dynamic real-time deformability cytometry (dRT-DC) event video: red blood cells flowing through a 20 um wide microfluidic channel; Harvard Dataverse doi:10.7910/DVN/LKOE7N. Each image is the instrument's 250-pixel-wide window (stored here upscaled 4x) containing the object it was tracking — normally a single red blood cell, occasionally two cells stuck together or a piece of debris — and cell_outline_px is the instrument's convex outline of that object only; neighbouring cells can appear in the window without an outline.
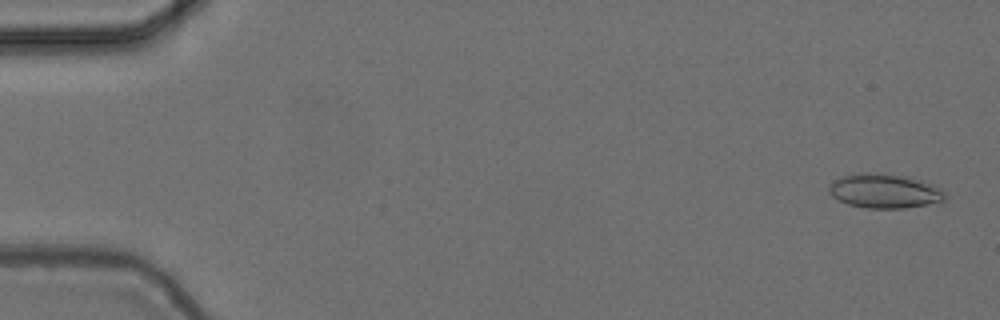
{"species": "common noctule bat (a hibernating species)", "species_latin": "Nyctalus noctula", "temperature_condition": "cold", "stored_images_in_passage": 56, "camera_frame_rate_fps": 3000, "um_per_image_px": 0.085, "animal": {"sex": "female", "body_mass_g": 24.6, "forearm_length_mm": 56.2}, "frame": {"image": 1, "passage_image": 2, "time_ms": 0.333, "image_size_px": [1000, 320], "cell_outline_px": [[948, 196], [944, 200], [928, 204], [904, 208], [868, 208], [848, 204], [832, 196], [828, 192], [828, 188], [836, 180], [844, 176], [860, 172], [880, 172], [904, 176], [920, 180], [932, 184], [940, 188]], "centroid_in_image_um": [75.2, 16.23], "position_along_channel_um": 9.8, "area_um2": 23.12}}
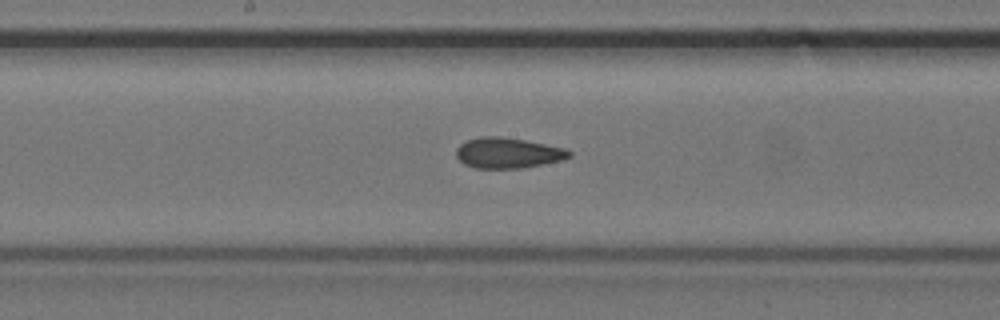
{"frame": {"image": 2, "passage_image": 29, "time_ms": 9.333, "image_size_px": [1000, 320], "cell_outline_px": [[572, 156], [564, 160], [520, 168], [476, 168], [464, 164], [456, 156], [456, 148], [464, 140], [480, 136], [500, 136], [524, 140], [568, 148], [572, 152]], "centroid_in_image_um": [43.18, 12.99], "position_along_channel_um": 205.0, "area_um2": 20.35}}
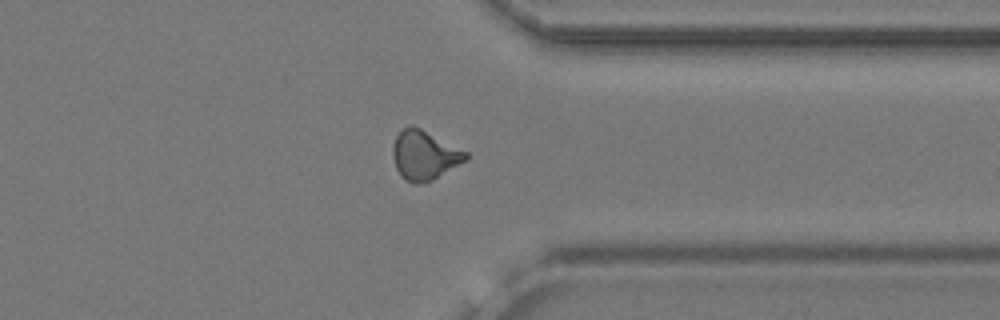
{"frame": {"image": 3, "passage_image": 43, "time_ms": 14.0, "image_size_px": [1000, 320], "cell_outline_px": [[468, 160], [432, 180], [416, 184], [412, 184], [404, 180], [400, 176], [396, 168], [392, 156], [392, 148], [396, 136], [404, 128], [412, 124], [468, 152]], "centroid_in_image_um": [36.07, 13.21], "position_along_channel_um": 375.3, "area_um2": 21.04}, "authors_computed_cell_mechanics": {"area_um2": 20.2878, "velocity_mm_per_s": 3.7328, "shape_relaxation_time_tau1_ms": 9.082, "shape_relaxation_time_tau2_ms": 2.6257, "deformation_change_tau1": 0.1413, "deformation_change_tau2": 0.0937}}